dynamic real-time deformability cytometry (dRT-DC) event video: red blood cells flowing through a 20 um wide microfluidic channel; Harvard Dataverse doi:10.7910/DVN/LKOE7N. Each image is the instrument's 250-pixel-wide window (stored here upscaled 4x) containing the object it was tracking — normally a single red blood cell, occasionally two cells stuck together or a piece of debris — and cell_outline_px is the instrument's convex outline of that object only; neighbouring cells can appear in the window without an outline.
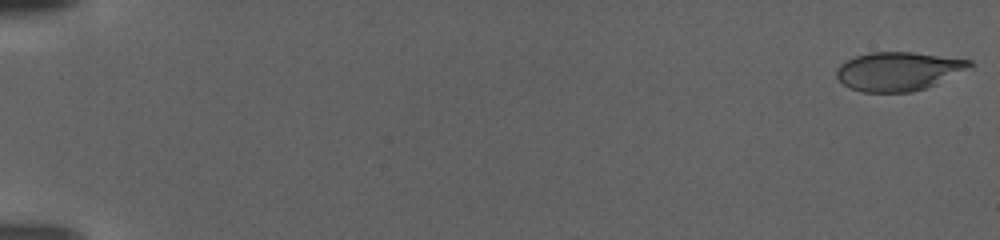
{"species": "human", "species_latin": "Homo sapiens", "temperature_condition": "warm", "stored_images_in_passage": 55, "camera_frame_rate_fps": 3000, "um_per_image_px": 0.085, "donor": {"sex": "female"}, "frame": {"image": 1, "passage_image": 1, "time_ms": 0.0, "image_size_px": [1000, 240], "cell_outline_px": [[976, 64], [972, 68], [924, 88], [912, 92], [864, 92], [852, 88], [844, 84], [836, 76], [836, 72], [840, 64], [856, 56], [868, 52], [912, 52], [972, 60]], "centroid_in_image_um": [76.4, 6.04], "position_along_channel_um": 8.6, "area_um2": 29.88}}
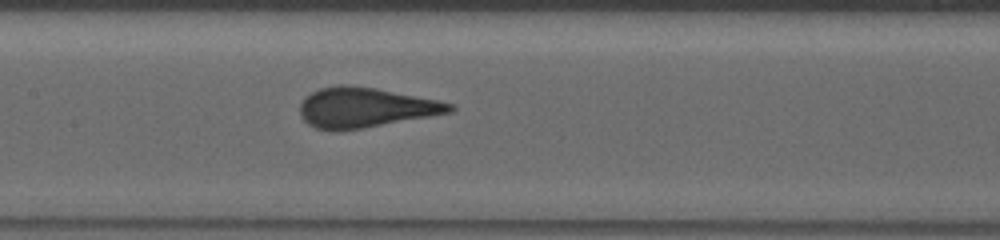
{"frame": {"image": 2, "passage_image": 22, "time_ms": 7.0, "image_size_px": [1000, 240], "cell_outline_px": [[456, 108], [452, 112], [360, 128], [316, 128], [308, 124], [300, 116], [300, 104], [304, 96], [320, 88], [340, 84], [344, 84], [376, 88], [436, 100], [452, 104]], "centroid_in_image_um": [31.02, 9.1], "position_along_channel_um": 176.4, "area_um2": 33.99}}
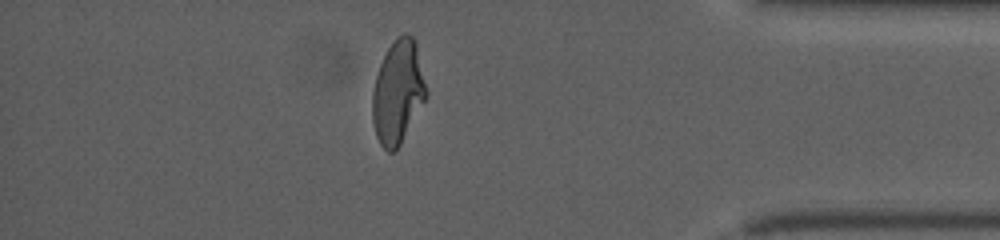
{"frame": {"image": 3, "passage_image": 48, "time_ms": 15.667, "image_size_px": [1000, 240], "cell_outline_px": [[428, 96], [400, 144], [392, 152], [388, 152], [380, 144], [376, 136], [372, 120], [372, 92], [376, 76], [380, 64], [388, 48], [396, 36], [404, 32], [412, 36], [416, 44], [428, 92]], "centroid_in_image_um": [33.82, 7.82], "position_along_channel_um": 401.4, "area_um2": 32.43}}